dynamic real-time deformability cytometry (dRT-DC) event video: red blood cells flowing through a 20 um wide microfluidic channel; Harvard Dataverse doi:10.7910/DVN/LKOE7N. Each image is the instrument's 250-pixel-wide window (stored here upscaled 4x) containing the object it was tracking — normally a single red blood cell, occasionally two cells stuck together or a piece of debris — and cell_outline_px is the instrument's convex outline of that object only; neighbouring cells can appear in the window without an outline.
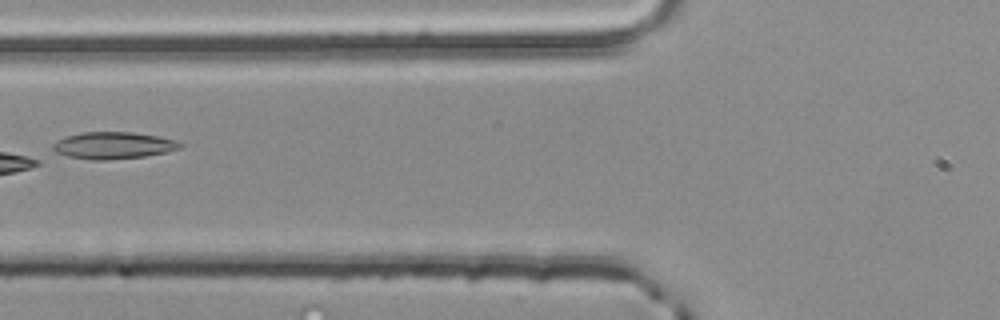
{"species": "common noctule bat (a hibernating species)", "species_latin": "Nyctalus noctula", "temperature_condition": "room temperature", "stored_images_in_passage": 4, "camera_frame_rate_fps": 3000, "um_per_image_px": 0.085, "animal": {"sex": "male", "body_mass_g": 20.4}, "frame": {"image": 1, "passage_image": 4, "time_ms": 1.0, "image_size_px": [1000, 320], "cell_outline_px": [[184, 144], [180, 148], [168, 152], [144, 156], [108, 160], [92, 160], [68, 156], [56, 152], [52, 148], [52, 144], [68, 136], [80, 132], [132, 132], [156, 136], [176, 140]], "centroid_in_image_um": [9.66, 12.36], "position_along_channel_um": 116.1, "area_um2": 19.83}}